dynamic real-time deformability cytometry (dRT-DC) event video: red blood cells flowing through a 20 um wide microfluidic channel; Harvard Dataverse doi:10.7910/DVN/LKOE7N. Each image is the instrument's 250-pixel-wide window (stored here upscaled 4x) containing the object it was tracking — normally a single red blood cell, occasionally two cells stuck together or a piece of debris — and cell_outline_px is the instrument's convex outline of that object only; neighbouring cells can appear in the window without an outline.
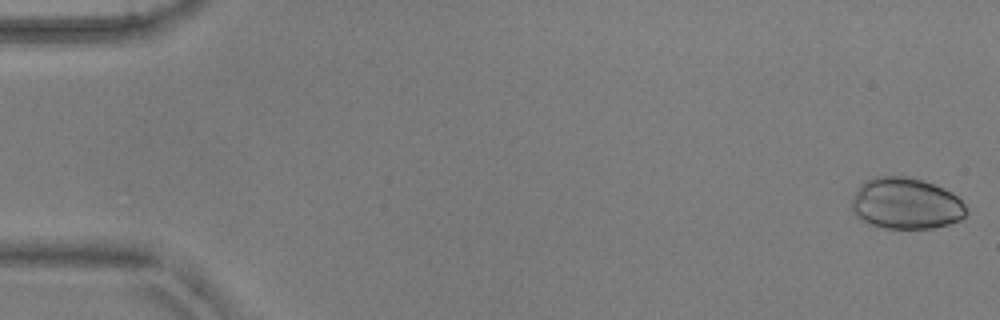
{"species": "common noctule bat (a hibernating species)", "species_latin": "Nyctalus noctula", "temperature_condition": "warm", "stored_images_in_passage": 12, "camera_frame_rate_fps": 3000, "um_per_image_px": 0.085, "animal": {"sex": "male", "body_mass_g": 17.9, "forearm_length_mm": 54.2}, "frame": {"image": 1, "passage_image": 1, "time_ms": 0.0, "image_size_px": [1000, 320], "cell_outline_px": [[968, 212], [960, 220], [948, 224], [932, 228], [884, 228], [872, 224], [856, 216], [852, 212], [852, 200], [860, 184], [876, 176], [904, 176], [920, 180], [944, 188], [956, 196], [968, 208]], "centroid_in_image_um": [77.02, 17.3], "position_along_channel_um": 8.0, "area_um2": 33.99}}